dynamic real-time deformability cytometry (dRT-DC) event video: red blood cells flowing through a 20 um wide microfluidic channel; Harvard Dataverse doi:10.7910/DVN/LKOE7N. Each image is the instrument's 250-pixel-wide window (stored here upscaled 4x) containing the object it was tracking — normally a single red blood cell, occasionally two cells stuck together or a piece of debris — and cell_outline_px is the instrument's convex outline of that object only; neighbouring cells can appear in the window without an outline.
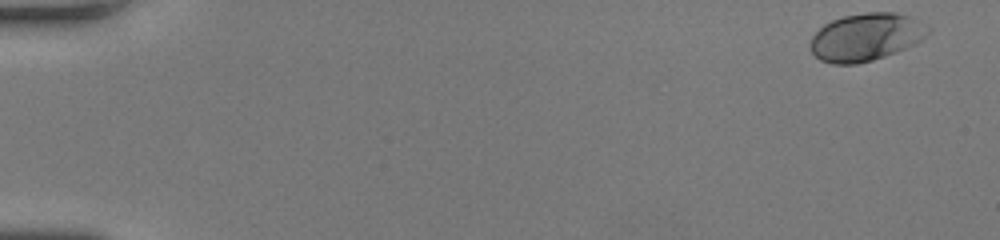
{"species": "human", "species_latin": "Homo sapiens", "temperature_condition": "room temperature", "stored_images_in_passage": 49, "camera_frame_rate_fps": 3000, "um_per_image_px": 0.085, "donor": {"sex": "female"}, "frame": {"image": 1, "passage_image": 1, "time_ms": 0.0, "image_size_px": [1000, 240], "cell_outline_px": [[932, 32], [928, 36], [916, 44], [896, 52], [872, 60], [856, 64], [832, 64], [820, 60], [808, 48], [808, 44], [812, 36], [824, 24], [832, 20], [844, 16], [868, 12], [896, 12], [908, 16], [932, 28]], "centroid_in_image_um": [73.62, 3.15], "position_along_channel_um": 11.4, "area_um2": 32.95}}
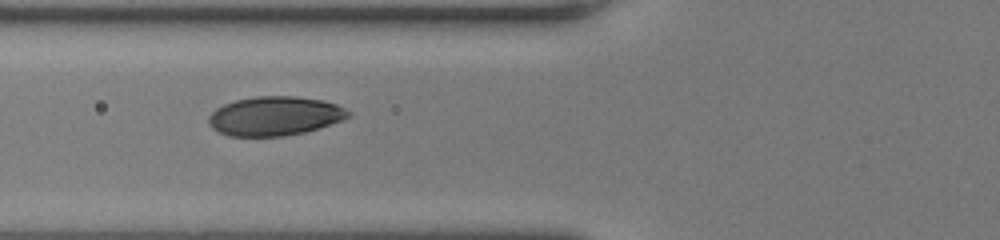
{"frame": {"image": 2, "passage_image": 20, "time_ms": 6.333, "image_size_px": [1000, 240], "cell_outline_px": [[352, 116], [320, 128], [304, 132], [284, 136], [228, 136], [216, 132], [208, 124], [208, 116], [216, 108], [224, 104], [236, 100], [256, 96], [296, 96], [324, 100], [336, 104], [352, 112]], "centroid_in_image_um": [23.35, 9.86], "position_along_channel_um": 102.4, "area_um2": 32.14}}
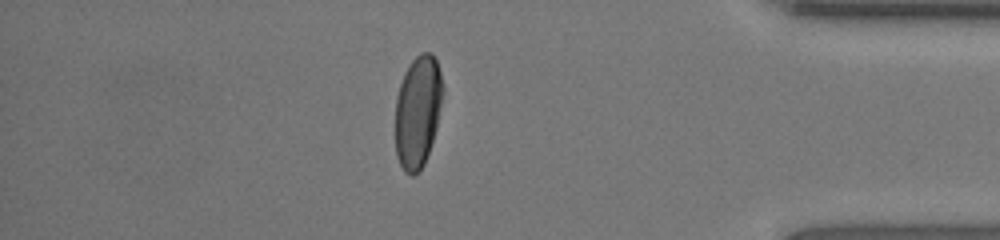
{"frame": {"image": 3, "passage_image": 43, "time_ms": 14.0, "image_size_px": [1000, 240], "cell_outline_px": [[444, 92], [436, 128], [424, 164], [420, 172], [412, 176], [404, 172], [396, 156], [396, 96], [404, 72], [408, 64], [420, 52], [432, 52], [436, 60], [440, 72], [444, 88]], "centroid_in_image_um": [35.51, 9.46], "position_along_channel_um": 399.7, "area_um2": 31.27}, "authors_computed_cell_mechanics": {"area_um2": 32.1368, "velocity_mm_per_s": 4.2493, "shape_relaxation_time_tau1_ms": 2.6612, "shape_relaxation_time_tau2_ms": null, "deformation_change_tau1": 0.1485, "deformation_change_tau2": null}}